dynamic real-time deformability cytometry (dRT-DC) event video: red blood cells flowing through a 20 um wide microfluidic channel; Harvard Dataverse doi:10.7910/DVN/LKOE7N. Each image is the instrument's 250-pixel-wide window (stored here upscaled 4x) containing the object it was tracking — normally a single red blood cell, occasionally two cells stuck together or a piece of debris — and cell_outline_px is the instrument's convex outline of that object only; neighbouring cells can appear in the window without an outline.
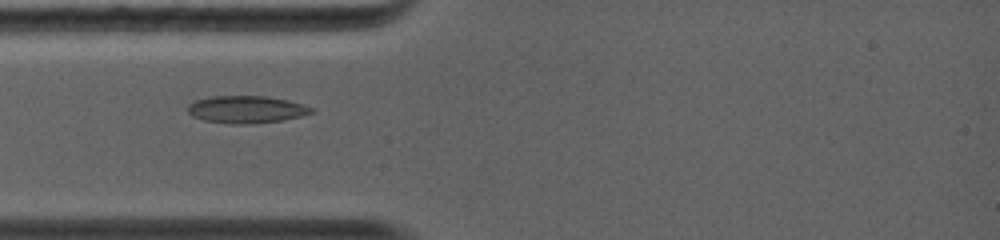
{"species": "common noctule bat (a hibernating species)", "species_latin": "Nyctalus noctula", "temperature_condition": "warm", "stored_images_in_passage": 73, "camera_frame_rate_fps": 5000, "um_per_image_px": 0.085, "animal": {"sex": "female", "body_mass_g": 19.0, "forearm_length_mm": 56.7}, "frame": {"image": 1, "passage_image": 1, "time_ms": 0.0, "image_size_px": [1000, 240], "cell_outline_px": [[316, 112], [300, 116], [280, 120], [244, 124], [236, 124], [204, 120], [192, 116], [188, 112], [188, 104], [196, 100], [212, 96], [268, 96], [288, 100], [316, 108]], "centroid_in_image_um": [20.97, 9.29], "position_along_channel_um": 64.0, "area_um2": 19.59}}
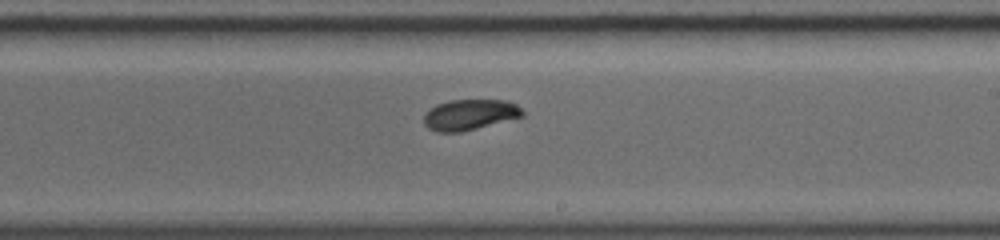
{"frame": {"image": 2, "passage_image": 31, "time_ms": 4.2, "image_size_px": [1000, 240], "cell_outline_px": [[524, 116], [464, 132], [436, 132], [428, 128], [424, 124], [424, 116], [436, 104], [448, 100], [504, 100], [516, 104], [524, 112]], "centroid_in_image_um": [39.94, 9.76], "position_along_channel_um": 249.1, "area_um2": 17.69}}
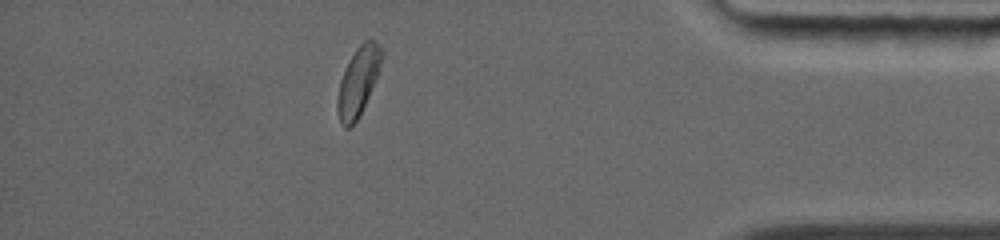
{"frame": {"image": 3, "passage_image": 62, "time_ms": 8.6, "image_size_px": [1000, 240], "cell_outline_px": [[384, 56], [360, 116], [348, 128], [344, 128], [340, 124], [336, 108], [336, 104], [340, 80], [356, 48], [364, 40], [372, 40], [380, 44], [384, 52]], "centroid_in_image_um": [30.44, 6.93], "position_along_channel_um": 404.8, "area_um2": 17.46}}